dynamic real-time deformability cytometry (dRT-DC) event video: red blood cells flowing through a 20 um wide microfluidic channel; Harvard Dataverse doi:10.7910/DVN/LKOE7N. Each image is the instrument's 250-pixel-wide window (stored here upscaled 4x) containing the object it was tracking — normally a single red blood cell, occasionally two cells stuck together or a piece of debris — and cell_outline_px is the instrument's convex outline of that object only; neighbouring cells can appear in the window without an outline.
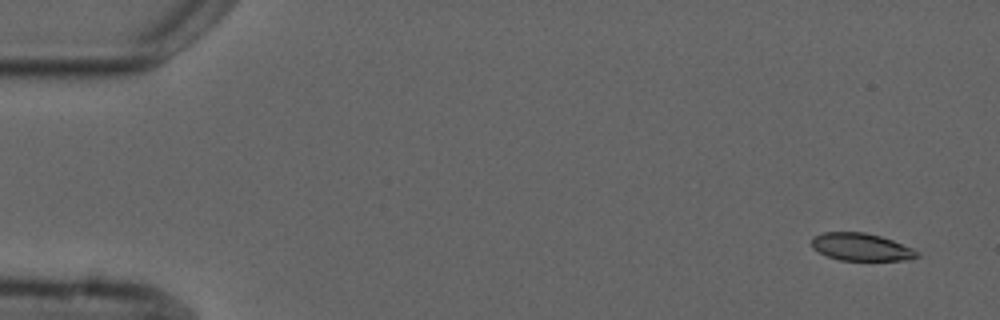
{"species": "common noctule bat (a hibernating species)", "species_latin": "Nyctalus noctula", "temperature_condition": "cold", "stored_images_in_passage": 2, "camera_frame_rate_fps": 3000, "um_per_image_px": 0.085, "animal": {"sex": "male", "forearm_length_mm": 52.5}, "frame": {"image": 1, "passage_image": 2, "time_ms": 2.0, "image_size_px": [1000, 320], "cell_outline_px": [[920, 256], [904, 260], [840, 260], [828, 256], [812, 248], [812, 236], [824, 232], [864, 232], [880, 236], [892, 240], [912, 248]], "centroid_in_image_um": [73.16, 20.98], "position_along_channel_um": 11.8, "area_um2": 16.7}}